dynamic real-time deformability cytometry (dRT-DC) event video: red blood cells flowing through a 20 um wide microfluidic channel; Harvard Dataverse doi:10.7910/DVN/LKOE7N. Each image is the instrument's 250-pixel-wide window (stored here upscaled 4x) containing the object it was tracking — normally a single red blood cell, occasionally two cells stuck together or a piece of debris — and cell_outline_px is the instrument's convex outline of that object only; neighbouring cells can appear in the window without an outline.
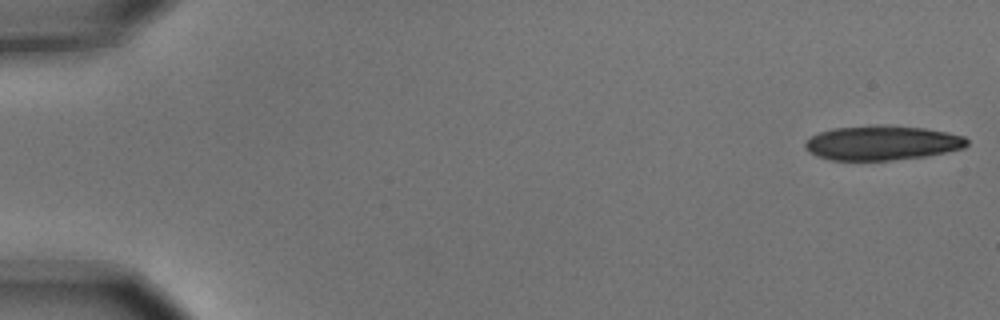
{"species": "common noctule bat (a hibernating species)", "species_latin": "Nyctalus noctula", "temperature_condition": "cold", "stored_images_in_passage": 4, "camera_frame_rate_fps": 3000, "um_per_image_px": 0.085, "animal": {"sex": "male", "body_mass_g": 15.6}, "frame": {"image": 1, "passage_image": 1, "time_ms": 0.0, "image_size_px": [1000, 320], "cell_outline_px": [[968, 144], [964, 148], [924, 156], [888, 160], [832, 160], [816, 156], [808, 152], [804, 148], [804, 140], [820, 132], [832, 128], [924, 128], [948, 132], [964, 136], [968, 140]], "centroid_in_image_um": [74.95, 12.19], "position_along_channel_um": 10.1, "area_um2": 31.39}}